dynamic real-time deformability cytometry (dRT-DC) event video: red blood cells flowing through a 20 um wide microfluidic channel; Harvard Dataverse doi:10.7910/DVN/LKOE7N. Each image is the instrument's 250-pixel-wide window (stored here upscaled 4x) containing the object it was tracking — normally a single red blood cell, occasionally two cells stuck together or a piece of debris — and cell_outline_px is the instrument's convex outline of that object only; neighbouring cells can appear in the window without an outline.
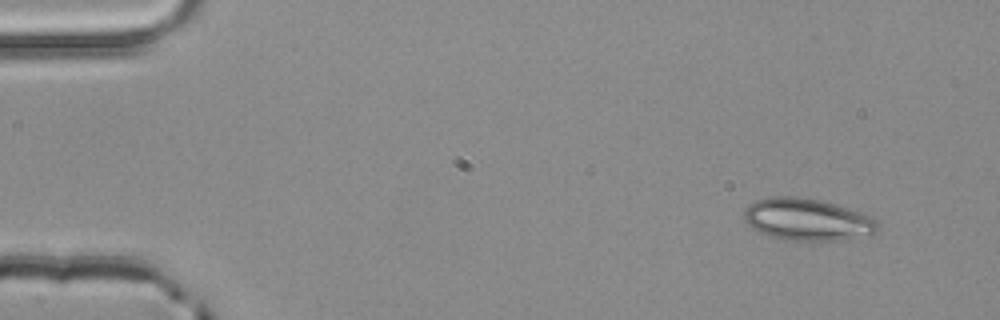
{"species": "common noctule bat (a hibernating species)", "species_latin": "Nyctalus noctula", "temperature_condition": "room temperature", "stored_images_in_passage": 3, "camera_frame_rate_fps": 3000, "um_per_image_px": 0.085, "animal": {"sex": "male", "body_mass_g": 20.4}, "frame": {"image": 1, "passage_image": 1, "time_ms": 0.0, "image_size_px": [1000, 320], "cell_outline_px": [[880, 228], [876, 232], [868, 236], [832, 240], [784, 240], [772, 236], [752, 228], [744, 220], [744, 212], [748, 204], [756, 200], [772, 196], [796, 196], [820, 200], [836, 204], [872, 216], [880, 224]], "centroid_in_image_um": [68.64, 18.65], "position_along_channel_um": 16.4, "area_um2": 32.83}}